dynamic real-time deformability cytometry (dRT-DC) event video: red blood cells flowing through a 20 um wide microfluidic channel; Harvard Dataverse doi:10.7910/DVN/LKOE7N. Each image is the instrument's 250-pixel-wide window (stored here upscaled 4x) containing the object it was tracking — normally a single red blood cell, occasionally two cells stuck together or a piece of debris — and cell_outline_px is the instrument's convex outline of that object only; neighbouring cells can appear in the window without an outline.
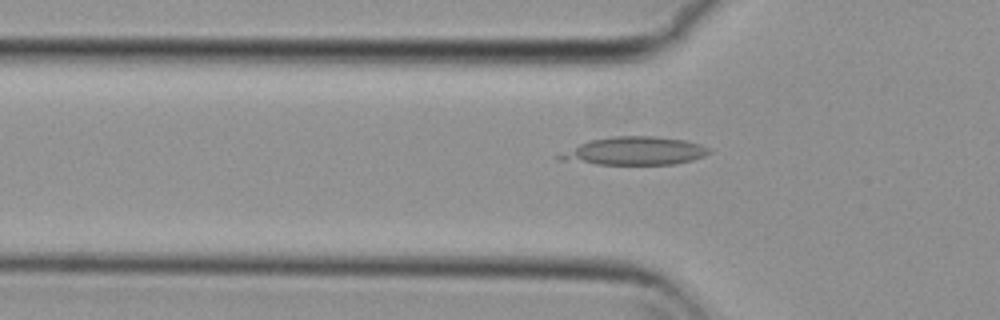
{"species": "common noctule bat (a hibernating species)", "species_latin": "Nyctalus noctula", "temperature_condition": "cold", "stored_images_in_passage": 55, "camera_frame_rate_fps": 3000, "um_per_image_px": 0.085, "animal": {"sex": "female", "body_mass_g": 29.2, "forearm_length_mm": 56.3}, "frame": {"image": 1, "passage_image": 18, "time_ms": 5.667, "image_size_px": [1000, 320], "cell_outline_px": [[712, 152], [704, 156], [692, 160], [676, 164], [596, 164], [556, 160], [556, 156], [580, 144], [592, 140], [612, 136], [652, 136], [684, 140], [700, 144], [708, 148]], "centroid_in_image_um": [53.95, 12.84], "position_along_channel_um": 71.8, "area_um2": 24.28}}
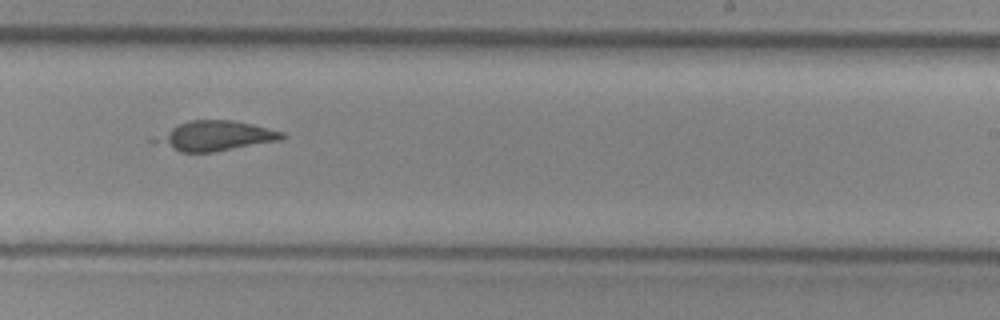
{"frame": {"image": 2, "passage_image": 34, "time_ms": 11.0, "image_size_px": [1000, 320], "cell_outline_px": [[288, 136], [280, 140], [212, 152], [180, 152], [148, 140], [188, 120], [232, 120], [252, 124], [284, 132]], "centroid_in_image_um": [18.31, 11.55], "position_along_channel_um": 270.7, "area_um2": 21.79}}
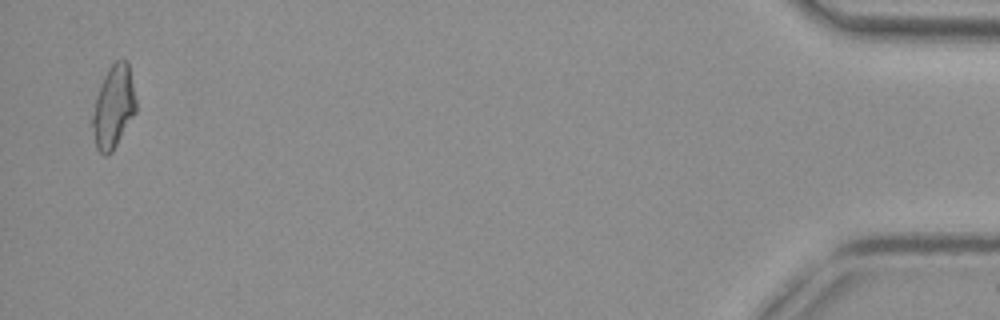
{"frame": {"image": 3, "passage_image": 54, "time_ms": 17.667, "image_size_px": [1000, 320], "cell_outline_px": [[136, 112], [112, 152], [104, 156], [96, 148], [88, 124], [88, 120], [100, 84], [108, 68], [116, 60], [128, 60], [136, 100]], "centroid_in_image_um": [9.58, 9.12], "position_along_channel_um": 425.6, "area_um2": 21.68}, "authors_computed_cell_mechanics": {"area_um2": 23.2934, "velocity_mm_per_s": 3.7415, "shape_relaxation_time_tau1_ms": 3.1323, "shape_relaxation_time_tau2_ms": null, "deformation_change_tau1": 0.0846, "deformation_change_tau2": null}}